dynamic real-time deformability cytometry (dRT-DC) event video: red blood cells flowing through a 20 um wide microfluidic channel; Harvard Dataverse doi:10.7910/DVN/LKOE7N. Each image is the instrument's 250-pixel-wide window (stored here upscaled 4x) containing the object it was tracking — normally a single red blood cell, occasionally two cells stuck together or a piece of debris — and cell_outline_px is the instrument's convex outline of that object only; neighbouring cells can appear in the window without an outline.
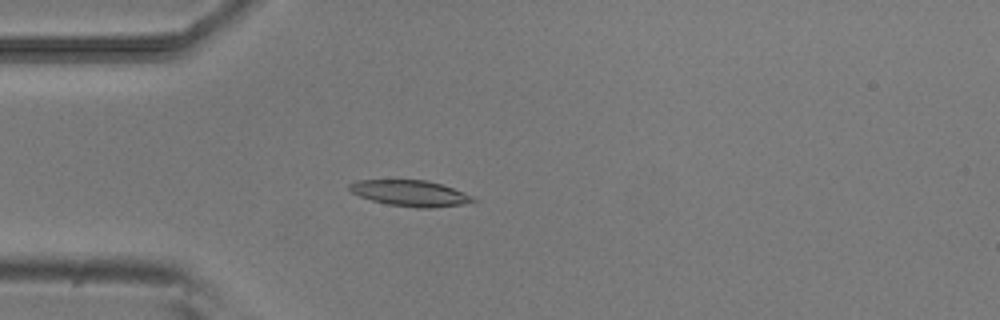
{"species": "common noctule bat (a hibernating species)", "species_latin": "Nyctalus noctula", "temperature_condition": "room temperature", "stored_images_in_passage": 51, "camera_frame_rate_fps": 3000, "um_per_image_px": 0.085, "animal": {"sex": "male", "body_mass_g": 20.5, "forearm_length_mm": 52.5}, "frame": {"image": 1, "passage_image": 13, "time_ms": 4.0, "image_size_px": [1000, 320], "cell_outline_px": [[476, 200], [460, 204], [432, 208], [416, 208], [388, 204], [372, 200], [360, 196], [352, 192], [348, 188], [348, 184], [356, 180], [428, 180], [464, 192], [472, 196]], "centroid_in_image_um": [34.83, 16.42], "position_along_channel_um": 50.2, "area_um2": 18.5}}
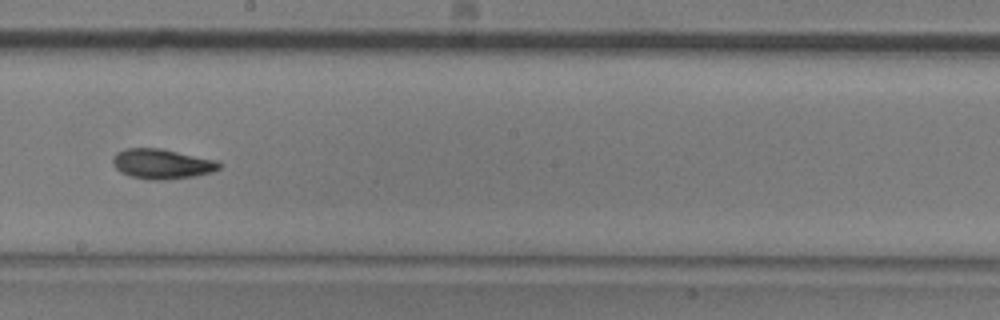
{"frame": {"image": 2, "passage_image": 28, "time_ms": 9.0, "image_size_px": [1000, 320], "cell_outline_px": [[220, 168], [212, 172], [196, 176], [164, 180], [152, 180], [128, 176], [120, 172], [112, 164], [112, 160], [116, 152], [128, 148], [160, 148], [220, 160]], "centroid_in_image_um": [13.78, 13.93], "position_along_channel_um": 234.4, "area_um2": 18.84}}
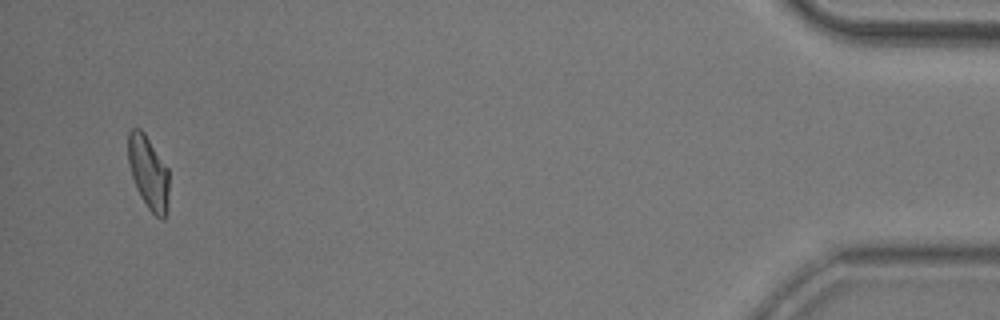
{"frame": {"image": 3, "passage_image": 49, "time_ms": 16.0, "image_size_px": [1000, 320], "cell_outline_px": [[168, 192], [164, 220], [160, 220], [148, 208], [140, 196], [136, 188], [128, 164], [128, 132], [132, 128], [140, 128], [144, 132], [168, 168]], "centroid_in_image_um": [12.6, 14.64], "position_along_channel_um": 422.6, "area_um2": 17.34}, "authors_computed_cell_mechanics": {"area_um2": 17.9758, "velocity_mm_per_s": 3.8743, "shape_relaxation_time_tau1_ms": 4.4086, "shape_relaxation_time_tau2_ms": 6.1678, "deformation_change_tau1": 0.1543, "deformation_change_tau2": 0.0928}}